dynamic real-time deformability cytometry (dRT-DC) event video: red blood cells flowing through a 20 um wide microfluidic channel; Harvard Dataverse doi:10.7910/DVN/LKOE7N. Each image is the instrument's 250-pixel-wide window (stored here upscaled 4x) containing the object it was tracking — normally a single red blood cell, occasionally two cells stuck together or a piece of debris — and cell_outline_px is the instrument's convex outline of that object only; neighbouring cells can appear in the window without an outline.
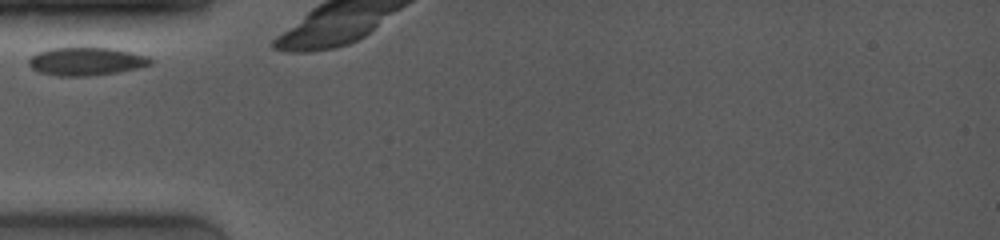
{"species": "common noctule bat (a hibernating species)", "species_latin": "Nyctalus noctula", "temperature_condition": "room temperature", "stored_images_in_passage": 15, "camera_frame_rate_fps": 4000, "um_per_image_px": 0.085, "animal": {"sex": "female", "body_mass_g": 19.0, "forearm_length_mm": 53.3}, "frame": {"image": 1, "passage_image": 1, "time_ms": 0.0, "image_size_px": [1000, 240], "cell_outline_px": [[152, 64], [136, 68], [116, 72], [88, 76], [56, 76], [40, 72], [32, 68], [28, 64], [28, 60], [36, 52], [48, 48], [112, 48], [132, 52], [148, 56], [152, 60]], "centroid_in_image_um": [7.3, 5.21], "position_along_channel_um": 77.7, "area_um2": 19.88}}
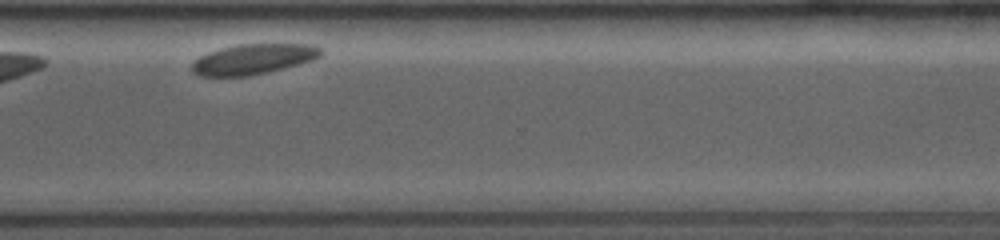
{"frame": {"image": 2, "passage_image": 13, "time_ms": 8.75, "image_size_px": [1000, 240], "cell_outline_px": [[324, 52], [320, 56], [312, 60], [248, 76], [200, 76], [192, 72], [192, 64], [200, 56], [208, 52], [220, 48], [240, 44], [312, 44], [324, 48]], "centroid_in_image_um": [21.54, 5.01], "position_along_channel_um": 349.1, "area_um2": 22.54}}
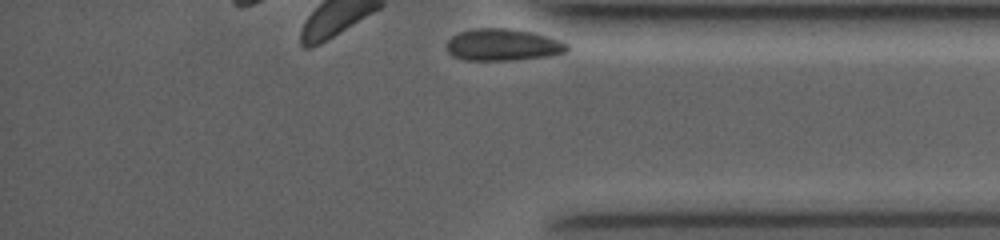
{"frame": {"image": 3, "passage_image": 15, "time_ms": 10.0, "image_size_px": [1000, 240], "cell_outline_px": [[568, 52], [548, 56], [512, 60], [464, 60], [452, 56], [448, 52], [448, 40], [452, 36], [460, 32], [476, 28], [508, 28], [536, 32], [560, 40], [568, 44]], "centroid_in_image_um": [42.78, 3.8], "position_along_channel_um": 392.4, "area_um2": 22.54}}